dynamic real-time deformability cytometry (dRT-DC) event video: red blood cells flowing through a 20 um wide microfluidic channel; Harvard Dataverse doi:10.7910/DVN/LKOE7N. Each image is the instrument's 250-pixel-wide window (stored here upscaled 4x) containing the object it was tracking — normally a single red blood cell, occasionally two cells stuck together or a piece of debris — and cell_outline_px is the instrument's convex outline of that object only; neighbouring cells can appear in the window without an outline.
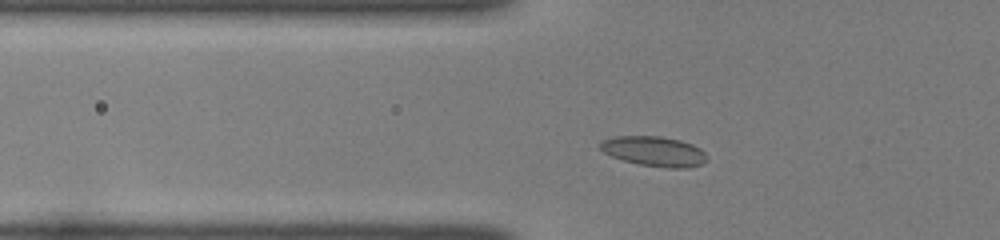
{"species": "common noctule bat (a hibernating species)", "species_latin": "Nyctalus noctula", "temperature_condition": "room temperature", "stored_images_in_passage": 34, "camera_frame_rate_fps": 3000, "um_per_image_px": 0.085, "animal": {"sex": "female", "body_mass_g": 22.0, "forearm_length_mm": 56.7}, "frame": {"image": 1, "passage_image": 2, "time_ms": 0.333, "image_size_px": [1000, 240], "cell_outline_px": [[708, 160], [704, 164], [688, 168], [668, 168], [640, 164], [624, 160], [612, 156], [604, 152], [600, 148], [600, 140], [616, 136], [660, 136], [680, 140], [692, 144], [700, 148], [704, 152]], "centroid_in_image_um": [55.63, 12.86], "position_along_channel_um": 70.2, "area_um2": 18.67}}
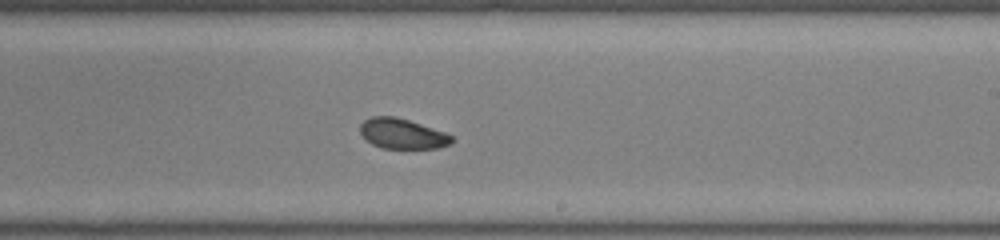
{"frame": {"image": 2, "passage_image": 16, "time_ms": 5.0, "image_size_px": [1000, 240], "cell_outline_px": [[452, 144], [440, 148], [384, 148], [372, 144], [360, 132], [360, 124], [364, 120], [372, 116], [396, 116], [444, 132], [452, 136]], "centroid_in_image_um": [34.2, 11.36], "position_along_channel_um": 254.8, "area_um2": 15.95}}
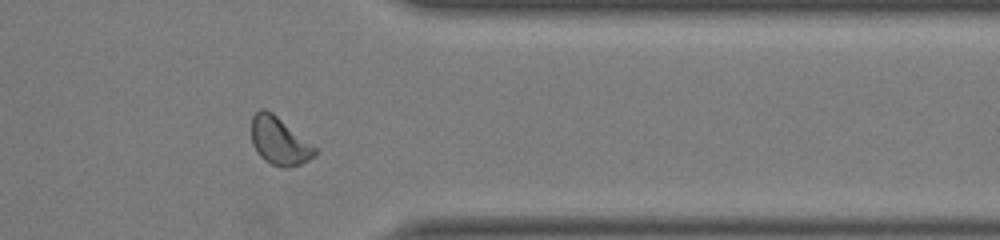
{"frame": {"image": 3, "passage_image": 26, "time_ms": 8.333, "image_size_px": [1000, 240], "cell_outline_px": [[320, 152], [316, 156], [300, 164], [284, 168], [272, 164], [264, 160], [260, 156], [252, 144], [252, 116], [260, 108], [264, 108], [272, 112], [316, 148]], "centroid_in_image_um": [23.74, 11.99], "position_along_channel_um": 387.7, "area_um2": 17.51}, "authors_computed_cell_mechanics": {"area_um2": 17.3111, "velocity_mm_per_s": 4.0606, "shape_relaxation_time_tau1_ms": 2.3002, "shape_relaxation_time_tau2_ms": 3.073, "deformation_change_tau1": 0.0703, "deformation_change_tau2": 0.0735}}